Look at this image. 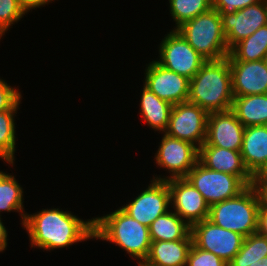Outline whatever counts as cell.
I'll return each mask as SVG.
<instances>
[{
	"label": "cell",
	"mask_w": 267,
	"mask_h": 266,
	"mask_svg": "<svg viewBox=\"0 0 267 266\" xmlns=\"http://www.w3.org/2000/svg\"><path fill=\"white\" fill-rule=\"evenodd\" d=\"M267 256V236L256 232L245 237L238 253L228 266H249Z\"/></svg>",
	"instance_id": "obj_25"
},
{
	"label": "cell",
	"mask_w": 267,
	"mask_h": 266,
	"mask_svg": "<svg viewBox=\"0 0 267 266\" xmlns=\"http://www.w3.org/2000/svg\"><path fill=\"white\" fill-rule=\"evenodd\" d=\"M199 158V148L191 142L173 138L164 133L161 144L155 155L156 164L168 169L171 176L154 180L184 178L196 165Z\"/></svg>",
	"instance_id": "obj_10"
},
{
	"label": "cell",
	"mask_w": 267,
	"mask_h": 266,
	"mask_svg": "<svg viewBox=\"0 0 267 266\" xmlns=\"http://www.w3.org/2000/svg\"><path fill=\"white\" fill-rule=\"evenodd\" d=\"M263 0H212L213 9L220 15L236 13L245 7L257 4Z\"/></svg>",
	"instance_id": "obj_31"
},
{
	"label": "cell",
	"mask_w": 267,
	"mask_h": 266,
	"mask_svg": "<svg viewBox=\"0 0 267 266\" xmlns=\"http://www.w3.org/2000/svg\"><path fill=\"white\" fill-rule=\"evenodd\" d=\"M22 201L23 188L20 187L15 177L0 171V212H20L22 216L21 219H23L22 225H24L27 213L23 210L24 205Z\"/></svg>",
	"instance_id": "obj_24"
},
{
	"label": "cell",
	"mask_w": 267,
	"mask_h": 266,
	"mask_svg": "<svg viewBox=\"0 0 267 266\" xmlns=\"http://www.w3.org/2000/svg\"><path fill=\"white\" fill-rule=\"evenodd\" d=\"M233 96L267 94V67L260 61H229Z\"/></svg>",
	"instance_id": "obj_16"
},
{
	"label": "cell",
	"mask_w": 267,
	"mask_h": 266,
	"mask_svg": "<svg viewBox=\"0 0 267 266\" xmlns=\"http://www.w3.org/2000/svg\"><path fill=\"white\" fill-rule=\"evenodd\" d=\"M198 161L210 170L238 176L247 186L252 183L253 175L246 168L240 151L201 145Z\"/></svg>",
	"instance_id": "obj_17"
},
{
	"label": "cell",
	"mask_w": 267,
	"mask_h": 266,
	"mask_svg": "<svg viewBox=\"0 0 267 266\" xmlns=\"http://www.w3.org/2000/svg\"><path fill=\"white\" fill-rule=\"evenodd\" d=\"M94 220V239L107 240L122 247L130 256L144 261L149 253V227L125 213L121 208Z\"/></svg>",
	"instance_id": "obj_3"
},
{
	"label": "cell",
	"mask_w": 267,
	"mask_h": 266,
	"mask_svg": "<svg viewBox=\"0 0 267 266\" xmlns=\"http://www.w3.org/2000/svg\"><path fill=\"white\" fill-rule=\"evenodd\" d=\"M160 59L156 61L164 68L191 80L207 61L196 52L182 34L172 30L159 46Z\"/></svg>",
	"instance_id": "obj_7"
},
{
	"label": "cell",
	"mask_w": 267,
	"mask_h": 266,
	"mask_svg": "<svg viewBox=\"0 0 267 266\" xmlns=\"http://www.w3.org/2000/svg\"><path fill=\"white\" fill-rule=\"evenodd\" d=\"M267 56V24L257 29L251 36L235 44L227 56L229 61H260Z\"/></svg>",
	"instance_id": "obj_23"
},
{
	"label": "cell",
	"mask_w": 267,
	"mask_h": 266,
	"mask_svg": "<svg viewBox=\"0 0 267 266\" xmlns=\"http://www.w3.org/2000/svg\"><path fill=\"white\" fill-rule=\"evenodd\" d=\"M25 15L17 0H0V39L5 31Z\"/></svg>",
	"instance_id": "obj_28"
},
{
	"label": "cell",
	"mask_w": 267,
	"mask_h": 266,
	"mask_svg": "<svg viewBox=\"0 0 267 266\" xmlns=\"http://www.w3.org/2000/svg\"><path fill=\"white\" fill-rule=\"evenodd\" d=\"M170 191V204L190 227L208 219L210 206L201 193L184 178L166 180Z\"/></svg>",
	"instance_id": "obj_12"
},
{
	"label": "cell",
	"mask_w": 267,
	"mask_h": 266,
	"mask_svg": "<svg viewBox=\"0 0 267 266\" xmlns=\"http://www.w3.org/2000/svg\"><path fill=\"white\" fill-rule=\"evenodd\" d=\"M233 99L228 57L207 60L189 80L188 102L198 105L208 114L231 110Z\"/></svg>",
	"instance_id": "obj_2"
},
{
	"label": "cell",
	"mask_w": 267,
	"mask_h": 266,
	"mask_svg": "<svg viewBox=\"0 0 267 266\" xmlns=\"http://www.w3.org/2000/svg\"><path fill=\"white\" fill-rule=\"evenodd\" d=\"M186 266H228V263L214 253L200 249L192 244Z\"/></svg>",
	"instance_id": "obj_29"
},
{
	"label": "cell",
	"mask_w": 267,
	"mask_h": 266,
	"mask_svg": "<svg viewBox=\"0 0 267 266\" xmlns=\"http://www.w3.org/2000/svg\"><path fill=\"white\" fill-rule=\"evenodd\" d=\"M240 152L248 171L257 174L267 163V125L245 127Z\"/></svg>",
	"instance_id": "obj_18"
},
{
	"label": "cell",
	"mask_w": 267,
	"mask_h": 266,
	"mask_svg": "<svg viewBox=\"0 0 267 266\" xmlns=\"http://www.w3.org/2000/svg\"><path fill=\"white\" fill-rule=\"evenodd\" d=\"M191 227L176 213L166 212L157 217L149 226L151 241H175L184 239Z\"/></svg>",
	"instance_id": "obj_22"
},
{
	"label": "cell",
	"mask_w": 267,
	"mask_h": 266,
	"mask_svg": "<svg viewBox=\"0 0 267 266\" xmlns=\"http://www.w3.org/2000/svg\"><path fill=\"white\" fill-rule=\"evenodd\" d=\"M255 175H267V163L265 166Z\"/></svg>",
	"instance_id": "obj_37"
},
{
	"label": "cell",
	"mask_w": 267,
	"mask_h": 266,
	"mask_svg": "<svg viewBox=\"0 0 267 266\" xmlns=\"http://www.w3.org/2000/svg\"><path fill=\"white\" fill-rule=\"evenodd\" d=\"M176 30L206 60H220L229 55L222 18L213 8L184 22Z\"/></svg>",
	"instance_id": "obj_4"
},
{
	"label": "cell",
	"mask_w": 267,
	"mask_h": 266,
	"mask_svg": "<svg viewBox=\"0 0 267 266\" xmlns=\"http://www.w3.org/2000/svg\"><path fill=\"white\" fill-rule=\"evenodd\" d=\"M138 263H139V266H157L149 262H138Z\"/></svg>",
	"instance_id": "obj_38"
},
{
	"label": "cell",
	"mask_w": 267,
	"mask_h": 266,
	"mask_svg": "<svg viewBox=\"0 0 267 266\" xmlns=\"http://www.w3.org/2000/svg\"><path fill=\"white\" fill-rule=\"evenodd\" d=\"M170 13L177 29L184 22L191 20L212 9V0H169Z\"/></svg>",
	"instance_id": "obj_27"
},
{
	"label": "cell",
	"mask_w": 267,
	"mask_h": 266,
	"mask_svg": "<svg viewBox=\"0 0 267 266\" xmlns=\"http://www.w3.org/2000/svg\"><path fill=\"white\" fill-rule=\"evenodd\" d=\"M220 16L226 43L230 50L235 44L267 24V0L237 10L236 13Z\"/></svg>",
	"instance_id": "obj_14"
},
{
	"label": "cell",
	"mask_w": 267,
	"mask_h": 266,
	"mask_svg": "<svg viewBox=\"0 0 267 266\" xmlns=\"http://www.w3.org/2000/svg\"><path fill=\"white\" fill-rule=\"evenodd\" d=\"M134 201L120 207L125 213L147 227L169 210L170 191L166 180H154Z\"/></svg>",
	"instance_id": "obj_11"
},
{
	"label": "cell",
	"mask_w": 267,
	"mask_h": 266,
	"mask_svg": "<svg viewBox=\"0 0 267 266\" xmlns=\"http://www.w3.org/2000/svg\"><path fill=\"white\" fill-rule=\"evenodd\" d=\"M264 61H265V65H266V67H267V56H266V58L264 59Z\"/></svg>",
	"instance_id": "obj_39"
},
{
	"label": "cell",
	"mask_w": 267,
	"mask_h": 266,
	"mask_svg": "<svg viewBox=\"0 0 267 266\" xmlns=\"http://www.w3.org/2000/svg\"><path fill=\"white\" fill-rule=\"evenodd\" d=\"M231 111L244 125H267V94L234 96Z\"/></svg>",
	"instance_id": "obj_20"
},
{
	"label": "cell",
	"mask_w": 267,
	"mask_h": 266,
	"mask_svg": "<svg viewBox=\"0 0 267 266\" xmlns=\"http://www.w3.org/2000/svg\"><path fill=\"white\" fill-rule=\"evenodd\" d=\"M7 230L3 225L0 217V252L6 249L7 247Z\"/></svg>",
	"instance_id": "obj_35"
},
{
	"label": "cell",
	"mask_w": 267,
	"mask_h": 266,
	"mask_svg": "<svg viewBox=\"0 0 267 266\" xmlns=\"http://www.w3.org/2000/svg\"><path fill=\"white\" fill-rule=\"evenodd\" d=\"M21 92L0 79V112L17 110L20 105Z\"/></svg>",
	"instance_id": "obj_30"
},
{
	"label": "cell",
	"mask_w": 267,
	"mask_h": 266,
	"mask_svg": "<svg viewBox=\"0 0 267 266\" xmlns=\"http://www.w3.org/2000/svg\"><path fill=\"white\" fill-rule=\"evenodd\" d=\"M50 1L53 0H17L20 7L24 10L27 14L31 9H35L42 5L48 4Z\"/></svg>",
	"instance_id": "obj_33"
},
{
	"label": "cell",
	"mask_w": 267,
	"mask_h": 266,
	"mask_svg": "<svg viewBox=\"0 0 267 266\" xmlns=\"http://www.w3.org/2000/svg\"><path fill=\"white\" fill-rule=\"evenodd\" d=\"M193 244L229 263L240 250L244 236L205 219L191 226Z\"/></svg>",
	"instance_id": "obj_8"
},
{
	"label": "cell",
	"mask_w": 267,
	"mask_h": 266,
	"mask_svg": "<svg viewBox=\"0 0 267 266\" xmlns=\"http://www.w3.org/2000/svg\"><path fill=\"white\" fill-rule=\"evenodd\" d=\"M249 266H267V256L262 257L261 259L257 261V263H253Z\"/></svg>",
	"instance_id": "obj_36"
},
{
	"label": "cell",
	"mask_w": 267,
	"mask_h": 266,
	"mask_svg": "<svg viewBox=\"0 0 267 266\" xmlns=\"http://www.w3.org/2000/svg\"><path fill=\"white\" fill-rule=\"evenodd\" d=\"M259 209L256 193L248 186L236 197L210 206L208 220L247 237L258 232Z\"/></svg>",
	"instance_id": "obj_5"
},
{
	"label": "cell",
	"mask_w": 267,
	"mask_h": 266,
	"mask_svg": "<svg viewBox=\"0 0 267 266\" xmlns=\"http://www.w3.org/2000/svg\"><path fill=\"white\" fill-rule=\"evenodd\" d=\"M145 72L144 86L160 99L172 105L188 101L189 79L164 68L156 61L150 62Z\"/></svg>",
	"instance_id": "obj_13"
},
{
	"label": "cell",
	"mask_w": 267,
	"mask_h": 266,
	"mask_svg": "<svg viewBox=\"0 0 267 266\" xmlns=\"http://www.w3.org/2000/svg\"><path fill=\"white\" fill-rule=\"evenodd\" d=\"M17 110L0 112V158L9 164L14 163L16 145L14 115Z\"/></svg>",
	"instance_id": "obj_26"
},
{
	"label": "cell",
	"mask_w": 267,
	"mask_h": 266,
	"mask_svg": "<svg viewBox=\"0 0 267 266\" xmlns=\"http://www.w3.org/2000/svg\"><path fill=\"white\" fill-rule=\"evenodd\" d=\"M23 226L28 232L31 246L46 251L94 238V220L83 221L59 208L27 214Z\"/></svg>",
	"instance_id": "obj_1"
},
{
	"label": "cell",
	"mask_w": 267,
	"mask_h": 266,
	"mask_svg": "<svg viewBox=\"0 0 267 266\" xmlns=\"http://www.w3.org/2000/svg\"><path fill=\"white\" fill-rule=\"evenodd\" d=\"M185 178L201 193L209 206L234 198L248 187L238 176L210 170L199 161Z\"/></svg>",
	"instance_id": "obj_6"
},
{
	"label": "cell",
	"mask_w": 267,
	"mask_h": 266,
	"mask_svg": "<svg viewBox=\"0 0 267 266\" xmlns=\"http://www.w3.org/2000/svg\"><path fill=\"white\" fill-rule=\"evenodd\" d=\"M140 105V114L149 127L165 132L168 128L173 105L160 99L145 86L142 90Z\"/></svg>",
	"instance_id": "obj_21"
},
{
	"label": "cell",
	"mask_w": 267,
	"mask_h": 266,
	"mask_svg": "<svg viewBox=\"0 0 267 266\" xmlns=\"http://www.w3.org/2000/svg\"><path fill=\"white\" fill-rule=\"evenodd\" d=\"M193 244L191 232L182 240L151 241L144 261L157 266H186L189 250Z\"/></svg>",
	"instance_id": "obj_19"
},
{
	"label": "cell",
	"mask_w": 267,
	"mask_h": 266,
	"mask_svg": "<svg viewBox=\"0 0 267 266\" xmlns=\"http://www.w3.org/2000/svg\"><path fill=\"white\" fill-rule=\"evenodd\" d=\"M250 186L256 193L259 208L267 209V175H253Z\"/></svg>",
	"instance_id": "obj_32"
},
{
	"label": "cell",
	"mask_w": 267,
	"mask_h": 266,
	"mask_svg": "<svg viewBox=\"0 0 267 266\" xmlns=\"http://www.w3.org/2000/svg\"><path fill=\"white\" fill-rule=\"evenodd\" d=\"M258 232L267 236V209H259Z\"/></svg>",
	"instance_id": "obj_34"
},
{
	"label": "cell",
	"mask_w": 267,
	"mask_h": 266,
	"mask_svg": "<svg viewBox=\"0 0 267 266\" xmlns=\"http://www.w3.org/2000/svg\"><path fill=\"white\" fill-rule=\"evenodd\" d=\"M244 130V125L231 110L209 113L206 139L202 145L241 151Z\"/></svg>",
	"instance_id": "obj_15"
},
{
	"label": "cell",
	"mask_w": 267,
	"mask_h": 266,
	"mask_svg": "<svg viewBox=\"0 0 267 266\" xmlns=\"http://www.w3.org/2000/svg\"><path fill=\"white\" fill-rule=\"evenodd\" d=\"M208 113L196 104L173 105L167 130L170 137L185 140L198 148L205 142Z\"/></svg>",
	"instance_id": "obj_9"
}]
</instances>
